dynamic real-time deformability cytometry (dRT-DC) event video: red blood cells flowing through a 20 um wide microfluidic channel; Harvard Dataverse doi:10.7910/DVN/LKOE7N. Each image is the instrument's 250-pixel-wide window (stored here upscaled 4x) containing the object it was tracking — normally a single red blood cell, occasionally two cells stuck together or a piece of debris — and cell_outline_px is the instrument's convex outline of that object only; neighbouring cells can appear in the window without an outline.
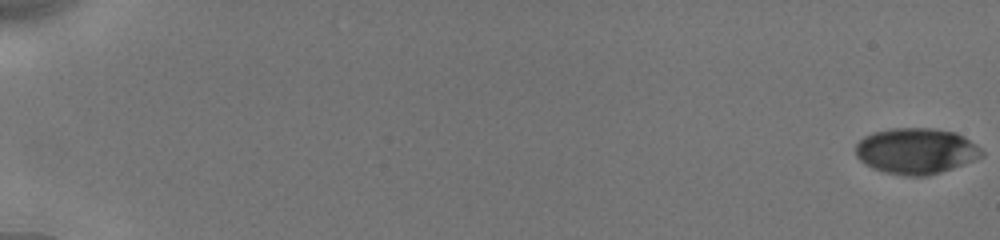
{"species": "human", "species_latin": "Homo sapiens", "temperature_condition": "cold", "stored_images_in_passage": 14, "camera_frame_rate_fps": 3000, "um_per_image_px": 0.085, "donor": {"sex": "male"}, "frame": {"image": 1, "passage_image": 1, "time_ms": 0.0, "image_size_px": [1000, 240], "cell_outline_px": [[984, 156], [952, 168], [928, 176], [904, 176], [884, 172], [872, 168], [864, 164], [856, 156], [856, 144], [864, 136], [872, 132], [888, 128], [932, 128], [956, 132], [964, 136], [976, 144], [984, 152]], "centroid_in_image_um": [77.85, 12.83], "position_along_channel_um": 7.1, "area_um2": 33.99}}
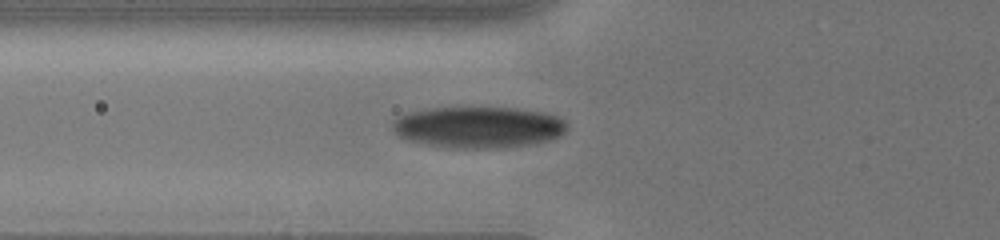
{"frame": {"image": 2, "passage_image": 12, "time_ms": 7.333, "image_size_px": [1000, 240], "cell_outline_px": [[568, 128], [560, 136], [548, 140], [528, 144], [496, 148], [448, 148], [408, 140], [396, 136], [392, 128], [392, 124], [404, 112], [428, 108], [516, 108], [548, 112], [564, 120], [568, 124]], "centroid_in_image_um": [40.65, 10.8], "position_along_channel_um": 85.1, "area_um2": 42.25}}
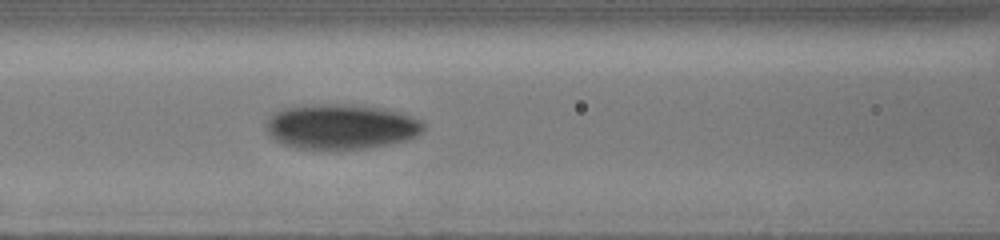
{"frame": {"image": 3, "passage_image": 14, "time_ms": 8.667, "image_size_px": [1000, 240], "cell_outline_px": [[424, 132], [408, 140], [368, 148], [336, 152], [328, 152], [296, 148], [280, 144], [268, 136], [264, 124], [276, 112], [284, 108], [312, 104], [348, 104], [384, 108], [400, 112], [424, 120]], "centroid_in_image_um": [28.98, 10.81], "position_along_channel_um": 137.6, "area_um2": 42.77}}